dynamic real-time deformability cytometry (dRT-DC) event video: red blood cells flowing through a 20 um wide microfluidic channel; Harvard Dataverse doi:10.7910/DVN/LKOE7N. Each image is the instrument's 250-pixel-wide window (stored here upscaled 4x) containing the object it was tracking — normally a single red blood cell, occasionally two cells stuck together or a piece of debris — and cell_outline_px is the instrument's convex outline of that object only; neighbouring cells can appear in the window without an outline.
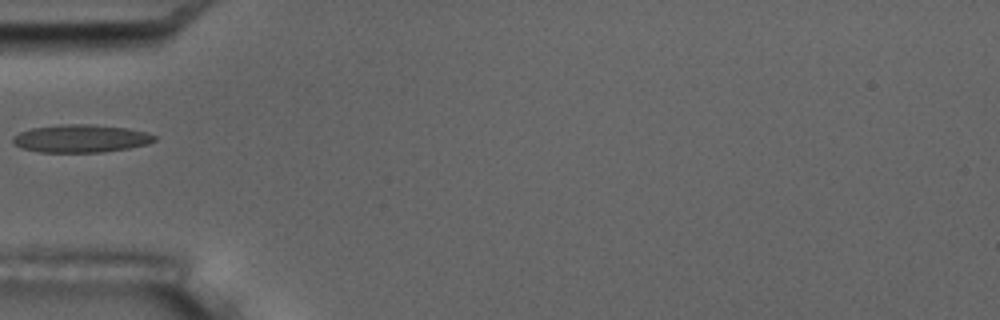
{"species": "common noctule bat (a hibernating species)", "species_latin": "Nyctalus noctula", "temperature_condition": "room temperature", "stored_images_in_passage": 2, "camera_frame_rate_fps": 3000, "um_per_image_px": 0.085, "animal": {"sex": "male", "body_mass_g": 17.5, "forearm_length_mm": 52.3}, "frame": {"image": 1, "passage_image": 1, "time_ms": 0.0, "image_size_px": [1000, 320], "cell_outline_px": [[156, 140], [148, 144], [128, 148], [100, 152], [40, 152], [20, 148], [12, 144], [12, 136], [20, 132], [32, 128], [60, 124], [88, 124], [128, 128], [148, 132], [156, 136]], "centroid_in_image_um": [6.85, 11.77], "position_along_channel_um": 78.1, "area_um2": 23.12}}